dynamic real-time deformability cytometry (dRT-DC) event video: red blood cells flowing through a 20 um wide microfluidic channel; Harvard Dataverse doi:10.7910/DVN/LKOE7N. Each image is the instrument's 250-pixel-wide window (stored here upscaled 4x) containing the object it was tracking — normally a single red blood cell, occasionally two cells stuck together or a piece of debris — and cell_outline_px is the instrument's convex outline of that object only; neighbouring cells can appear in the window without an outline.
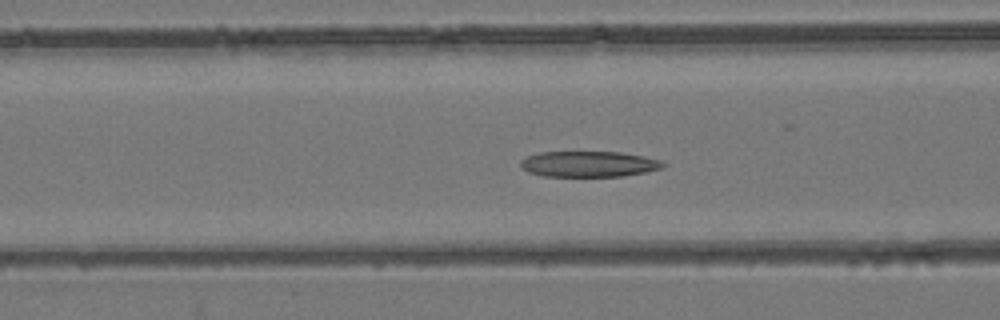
{"species": "common noctule bat (a hibernating species)", "species_latin": "Nyctalus noctula", "temperature_condition": "room temperature", "stored_images_in_passage": 31, "camera_frame_rate_fps": 3000, "um_per_image_px": 0.085, "animal": {"sex": "female", "body_mass_g": 24.6, "forearm_length_mm": 56.2}, "frame": {"image": 1, "passage_image": 6, "time_ms": 1.667, "image_size_px": [1000, 320], "cell_outline_px": [[668, 164], [664, 168], [644, 172], [620, 176], [544, 176], [528, 172], [520, 164], [520, 160], [528, 156], [540, 152], [620, 152], [644, 156], [660, 160]], "centroid_in_image_um": [50.08, 13.94], "position_along_channel_um": 116.5, "area_um2": 21.33}}
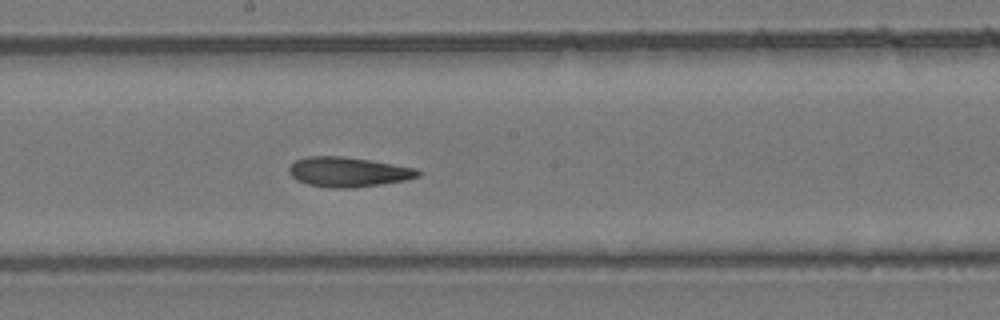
{"frame": {"image": 2, "passage_image": 14, "time_ms": 4.333, "image_size_px": [1000, 320], "cell_outline_px": [[420, 176], [404, 180], [380, 184], [352, 188], [332, 188], [308, 184], [296, 180], [288, 172], [288, 168], [296, 160], [308, 156], [344, 156], [416, 168], [420, 172]], "centroid_in_image_um": [29.56, 14.61], "position_along_channel_um": 218.6, "area_um2": 22.2}}
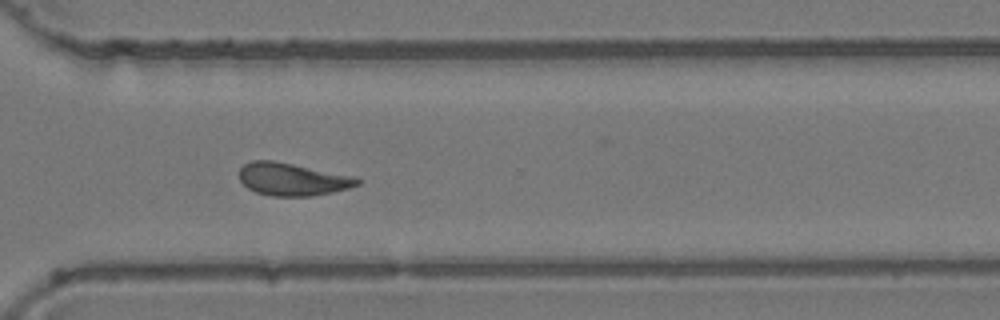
{"frame": {"image": 3, "passage_image": 24, "time_ms": 7.667, "image_size_px": [1000, 320], "cell_outline_px": [[364, 180], [360, 184], [348, 188], [332, 192], [312, 196], [272, 196], [256, 192], [248, 188], [240, 180], [240, 168], [244, 164], [252, 160], [272, 160], [352, 176]], "centroid_in_image_um": [24.85, 15.24], "position_along_channel_um": 345.8, "area_um2": 22.25}, "authors_computed_cell_mechanics": {"area_um2": 21.9062, "velocity_mm_per_s": 3.8314, "shape_relaxation_time_tau1_ms": null, "shape_relaxation_time_tau2_ms": 4.2986, "deformation_change_tau1": null, "deformation_change_tau2": 0.1328}}